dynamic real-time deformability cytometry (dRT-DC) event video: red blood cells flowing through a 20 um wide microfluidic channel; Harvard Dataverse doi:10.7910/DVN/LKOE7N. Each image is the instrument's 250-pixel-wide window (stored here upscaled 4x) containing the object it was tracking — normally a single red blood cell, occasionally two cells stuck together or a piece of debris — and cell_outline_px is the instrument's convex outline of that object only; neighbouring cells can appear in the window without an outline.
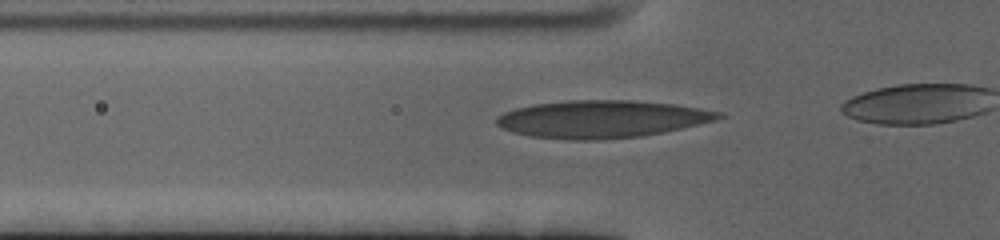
{"species": "human", "species_latin": "Homo sapiens", "temperature_condition": "cold", "stored_images_in_passage": 22, "camera_frame_rate_fps": 3000, "um_per_image_px": 0.085, "donor": {"sex": "female"}, "frame": {"image": 1, "passage_image": 16, "time_ms": 5.0, "image_size_px": [1000, 240], "cell_outline_px": [[728, 116], [716, 120], [664, 132], [640, 136], [604, 140], [572, 140], [532, 136], [512, 132], [496, 124], [496, 116], [504, 112], [516, 108], [532, 104], [568, 100], [632, 100], [676, 104], [724, 112]], "centroid_in_image_um": [51.19, 10.11], "position_along_channel_um": 74.6, "area_um2": 48.78}}
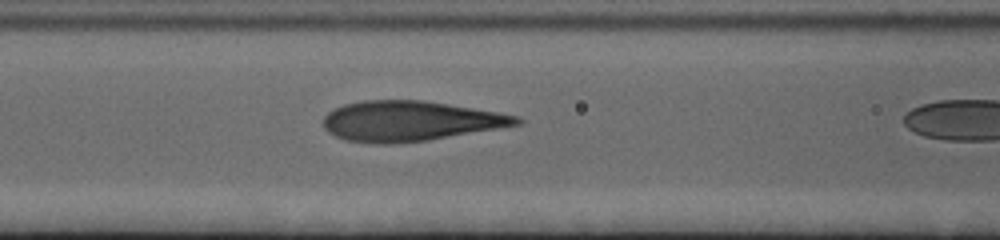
{"frame": {"image": 2, "passage_image": 21, "time_ms": 6.667, "image_size_px": [1000, 240], "cell_outline_px": [[524, 120], [520, 124], [428, 140], [396, 144], [380, 144], [344, 140], [328, 132], [324, 128], [324, 116], [328, 112], [344, 104], [364, 100], [424, 100], [520, 116]], "centroid_in_image_um": [34.82, 10.29], "position_along_channel_um": 131.8, "area_um2": 44.97}}